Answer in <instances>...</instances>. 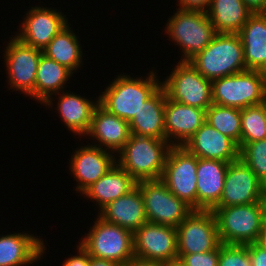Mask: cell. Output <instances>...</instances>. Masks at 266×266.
<instances>
[{
	"label": "cell",
	"instance_id": "cell-23",
	"mask_svg": "<svg viewBox=\"0 0 266 266\" xmlns=\"http://www.w3.org/2000/svg\"><path fill=\"white\" fill-rule=\"evenodd\" d=\"M238 34L246 70L266 72V13H252Z\"/></svg>",
	"mask_w": 266,
	"mask_h": 266
},
{
	"label": "cell",
	"instance_id": "cell-7",
	"mask_svg": "<svg viewBox=\"0 0 266 266\" xmlns=\"http://www.w3.org/2000/svg\"><path fill=\"white\" fill-rule=\"evenodd\" d=\"M214 104L243 109L261 104L266 91V72L246 70L211 81Z\"/></svg>",
	"mask_w": 266,
	"mask_h": 266
},
{
	"label": "cell",
	"instance_id": "cell-31",
	"mask_svg": "<svg viewBox=\"0 0 266 266\" xmlns=\"http://www.w3.org/2000/svg\"><path fill=\"white\" fill-rule=\"evenodd\" d=\"M266 139V109L263 104L241 109L240 149L247 143Z\"/></svg>",
	"mask_w": 266,
	"mask_h": 266
},
{
	"label": "cell",
	"instance_id": "cell-13",
	"mask_svg": "<svg viewBox=\"0 0 266 266\" xmlns=\"http://www.w3.org/2000/svg\"><path fill=\"white\" fill-rule=\"evenodd\" d=\"M133 239L137 259L159 263L178 260L176 227L147 222L133 233Z\"/></svg>",
	"mask_w": 266,
	"mask_h": 266
},
{
	"label": "cell",
	"instance_id": "cell-8",
	"mask_svg": "<svg viewBox=\"0 0 266 266\" xmlns=\"http://www.w3.org/2000/svg\"><path fill=\"white\" fill-rule=\"evenodd\" d=\"M167 97L175 102L207 110L212 104L211 81L190 62L179 61L161 82Z\"/></svg>",
	"mask_w": 266,
	"mask_h": 266
},
{
	"label": "cell",
	"instance_id": "cell-17",
	"mask_svg": "<svg viewBox=\"0 0 266 266\" xmlns=\"http://www.w3.org/2000/svg\"><path fill=\"white\" fill-rule=\"evenodd\" d=\"M183 147L198 158L229 163L239 159L238 145L206 121L185 142Z\"/></svg>",
	"mask_w": 266,
	"mask_h": 266
},
{
	"label": "cell",
	"instance_id": "cell-34",
	"mask_svg": "<svg viewBox=\"0 0 266 266\" xmlns=\"http://www.w3.org/2000/svg\"><path fill=\"white\" fill-rule=\"evenodd\" d=\"M184 266H218L219 247L216 250L199 254L178 255Z\"/></svg>",
	"mask_w": 266,
	"mask_h": 266
},
{
	"label": "cell",
	"instance_id": "cell-1",
	"mask_svg": "<svg viewBox=\"0 0 266 266\" xmlns=\"http://www.w3.org/2000/svg\"><path fill=\"white\" fill-rule=\"evenodd\" d=\"M172 147L166 139L131 134L116 163L136 182L161 179Z\"/></svg>",
	"mask_w": 266,
	"mask_h": 266
},
{
	"label": "cell",
	"instance_id": "cell-36",
	"mask_svg": "<svg viewBox=\"0 0 266 266\" xmlns=\"http://www.w3.org/2000/svg\"><path fill=\"white\" fill-rule=\"evenodd\" d=\"M210 3L211 0H178V9L206 12Z\"/></svg>",
	"mask_w": 266,
	"mask_h": 266
},
{
	"label": "cell",
	"instance_id": "cell-21",
	"mask_svg": "<svg viewBox=\"0 0 266 266\" xmlns=\"http://www.w3.org/2000/svg\"><path fill=\"white\" fill-rule=\"evenodd\" d=\"M98 216L108 223L126 228L133 233L148 222L143 197L138 186L108 203L98 212Z\"/></svg>",
	"mask_w": 266,
	"mask_h": 266
},
{
	"label": "cell",
	"instance_id": "cell-12",
	"mask_svg": "<svg viewBox=\"0 0 266 266\" xmlns=\"http://www.w3.org/2000/svg\"><path fill=\"white\" fill-rule=\"evenodd\" d=\"M4 48L8 85L13 91L35 99V81L39 59L43 51L23 43L12 35Z\"/></svg>",
	"mask_w": 266,
	"mask_h": 266
},
{
	"label": "cell",
	"instance_id": "cell-27",
	"mask_svg": "<svg viewBox=\"0 0 266 266\" xmlns=\"http://www.w3.org/2000/svg\"><path fill=\"white\" fill-rule=\"evenodd\" d=\"M165 103L166 92L161 86L142 104L138 113L129 122L131 134L166 139L164 122Z\"/></svg>",
	"mask_w": 266,
	"mask_h": 266
},
{
	"label": "cell",
	"instance_id": "cell-39",
	"mask_svg": "<svg viewBox=\"0 0 266 266\" xmlns=\"http://www.w3.org/2000/svg\"><path fill=\"white\" fill-rule=\"evenodd\" d=\"M123 266H163V263L144 261L141 259L133 258Z\"/></svg>",
	"mask_w": 266,
	"mask_h": 266
},
{
	"label": "cell",
	"instance_id": "cell-9",
	"mask_svg": "<svg viewBox=\"0 0 266 266\" xmlns=\"http://www.w3.org/2000/svg\"><path fill=\"white\" fill-rule=\"evenodd\" d=\"M137 186L150 223L177 227L194 210L171 193L161 179L140 181Z\"/></svg>",
	"mask_w": 266,
	"mask_h": 266
},
{
	"label": "cell",
	"instance_id": "cell-32",
	"mask_svg": "<svg viewBox=\"0 0 266 266\" xmlns=\"http://www.w3.org/2000/svg\"><path fill=\"white\" fill-rule=\"evenodd\" d=\"M239 158L266 186V139L245 144L239 150Z\"/></svg>",
	"mask_w": 266,
	"mask_h": 266
},
{
	"label": "cell",
	"instance_id": "cell-5",
	"mask_svg": "<svg viewBox=\"0 0 266 266\" xmlns=\"http://www.w3.org/2000/svg\"><path fill=\"white\" fill-rule=\"evenodd\" d=\"M165 28L170 41H174V45L179 46L183 53L179 60L181 62H189L207 47L217 34L206 12L200 11L177 9L168 18Z\"/></svg>",
	"mask_w": 266,
	"mask_h": 266
},
{
	"label": "cell",
	"instance_id": "cell-35",
	"mask_svg": "<svg viewBox=\"0 0 266 266\" xmlns=\"http://www.w3.org/2000/svg\"><path fill=\"white\" fill-rule=\"evenodd\" d=\"M77 255L67 258L62 266H90V255L79 244L76 246Z\"/></svg>",
	"mask_w": 266,
	"mask_h": 266
},
{
	"label": "cell",
	"instance_id": "cell-14",
	"mask_svg": "<svg viewBox=\"0 0 266 266\" xmlns=\"http://www.w3.org/2000/svg\"><path fill=\"white\" fill-rule=\"evenodd\" d=\"M264 188L265 185L239 158L228 165L220 201L215 207L261 202L263 201Z\"/></svg>",
	"mask_w": 266,
	"mask_h": 266
},
{
	"label": "cell",
	"instance_id": "cell-41",
	"mask_svg": "<svg viewBox=\"0 0 266 266\" xmlns=\"http://www.w3.org/2000/svg\"><path fill=\"white\" fill-rule=\"evenodd\" d=\"M256 244L264 249H266V222L264 223L260 233H259V236H258V239L256 241Z\"/></svg>",
	"mask_w": 266,
	"mask_h": 266
},
{
	"label": "cell",
	"instance_id": "cell-24",
	"mask_svg": "<svg viewBox=\"0 0 266 266\" xmlns=\"http://www.w3.org/2000/svg\"><path fill=\"white\" fill-rule=\"evenodd\" d=\"M66 91V92H65ZM59 95L56 110L67 126L75 136H85L91 125L92 114L95 107L99 104V97L89 100L88 97L80 96L71 91L64 90Z\"/></svg>",
	"mask_w": 266,
	"mask_h": 266
},
{
	"label": "cell",
	"instance_id": "cell-2",
	"mask_svg": "<svg viewBox=\"0 0 266 266\" xmlns=\"http://www.w3.org/2000/svg\"><path fill=\"white\" fill-rule=\"evenodd\" d=\"M147 75L143 79L142 76L133 78L118 74L98 96L99 104L111 114L130 122L142 104L161 87L155 70Z\"/></svg>",
	"mask_w": 266,
	"mask_h": 266
},
{
	"label": "cell",
	"instance_id": "cell-33",
	"mask_svg": "<svg viewBox=\"0 0 266 266\" xmlns=\"http://www.w3.org/2000/svg\"><path fill=\"white\" fill-rule=\"evenodd\" d=\"M218 266H252L248 245L221 243Z\"/></svg>",
	"mask_w": 266,
	"mask_h": 266
},
{
	"label": "cell",
	"instance_id": "cell-43",
	"mask_svg": "<svg viewBox=\"0 0 266 266\" xmlns=\"http://www.w3.org/2000/svg\"><path fill=\"white\" fill-rule=\"evenodd\" d=\"M263 201H264V205H265V213H266V186H265V188H264Z\"/></svg>",
	"mask_w": 266,
	"mask_h": 266
},
{
	"label": "cell",
	"instance_id": "cell-11",
	"mask_svg": "<svg viewBox=\"0 0 266 266\" xmlns=\"http://www.w3.org/2000/svg\"><path fill=\"white\" fill-rule=\"evenodd\" d=\"M198 157L183 146H173L167 156L161 180L171 193L197 210Z\"/></svg>",
	"mask_w": 266,
	"mask_h": 266
},
{
	"label": "cell",
	"instance_id": "cell-40",
	"mask_svg": "<svg viewBox=\"0 0 266 266\" xmlns=\"http://www.w3.org/2000/svg\"><path fill=\"white\" fill-rule=\"evenodd\" d=\"M90 266H122L110 260L90 257Z\"/></svg>",
	"mask_w": 266,
	"mask_h": 266
},
{
	"label": "cell",
	"instance_id": "cell-16",
	"mask_svg": "<svg viewBox=\"0 0 266 266\" xmlns=\"http://www.w3.org/2000/svg\"><path fill=\"white\" fill-rule=\"evenodd\" d=\"M113 154L90 143L73 152L69 171L77 182L75 187L78 193L82 194L116 164V155Z\"/></svg>",
	"mask_w": 266,
	"mask_h": 266
},
{
	"label": "cell",
	"instance_id": "cell-18",
	"mask_svg": "<svg viewBox=\"0 0 266 266\" xmlns=\"http://www.w3.org/2000/svg\"><path fill=\"white\" fill-rule=\"evenodd\" d=\"M205 117L206 110L172 101L166 95L164 108L166 140L172 146H183L203 125Z\"/></svg>",
	"mask_w": 266,
	"mask_h": 266
},
{
	"label": "cell",
	"instance_id": "cell-22",
	"mask_svg": "<svg viewBox=\"0 0 266 266\" xmlns=\"http://www.w3.org/2000/svg\"><path fill=\"white\" fill-rule=\"evenodd\" d=\"M229 162L198 158L197 210H212L220 201Z\"/></svg>",
	"mask_w": 266,
	"mask_h": 266
},
{
	"label": "cell",
	"instance_id": "cell-6",
	"mask_svg": "<svg viewBox=\"0 0 266 266\" xmlns=\"http://www.w3.org/2000/svg\"><path fill=\"white\" fill-rule=\"evenodd\" d=\"M78 244L90 257L110 260L122 266L135 258L133 232L108 223L98 215L88 233Z\"/></svg>",
	"mask_w": 266,
	"mask_h": 266
},
{
	"label": "cell",
	"instance_id": "cell-28",
	"mask_svg": "<svg viewBox=\"0 0 266 266\" xmlns=\"http://www.w3.org/2000/svg\"><path fill=\"white\" fill-rule=\"evenodd\" d=\"M206 14L216 33H239L252 12L243 0H211Z\"/></svg>",
	"mask_w": 266,
	"mask_h": 266
},
{
	"label": "cell",
	"instance_id": "cell-37",
	"mask_svg": "<svg viewBox=\"0 0 266 266\" xmlns=\"http://www.w3.org/2000/svg\"><path fill=\"white\" fill-rule=\"evenodd\" d=\"M252 266H266V249L256 243L248 244Z\"/></svg>",
	"mask_w": 266,
	"mask_h": 266
},
{
	"label": "cell",
	"instance_id": "cell-10",
	"mask_svg": "<svg viewBox=\"0 0 266 266\" xmlns=\"http://www.w3.org/2000/svg\"><path fill=\"white\" fill-rule=\"evenodd\" d=\"M176 229L178 255L209 252L221 244L212 210H193Z\"/></svg>",
	"mask_w": 266,
	"mask_h": 266
},
{
	"label": "cell",
	"instance_id": "cell-30",
	"mask_svg": "<svg viewBox=\"0 0 266 266\" xmlns=\"http://www.w3.org/2000/svg\"><path fill=\"white\" fill-rule=\"evenodd\" d=\"M205 121L239 147L241 137V109L212 104L206 110Z\"/></svg>",
	"mask_w": 266,
	"mask_h": 266
},
{
	"label": "cell",
	"instance_id": "cell-19",
	"mask_svg": "<svg viewBox=\"0 0 266 266\" xmlns=\"http://www.w3.org/2000/svg\"><path fill=\"white\" fill-rule=\"evenodd\" d=\"M129 122L108 112L98 104L92 114L91 125L86 136L95 139L94 146L116 155L130 138ZM97 140V141H96ZM96 142H98L96 144Z\"/></svg>",
	"mask_w": 266,
	"mask_h": 266
},
{
	"label": "cell",
	"instance_id": "cell-26",
	"mask_svg": "<svg viewBox=\"0 0 266 266\" xmlns=\"http://www.w3.org/2000/svg\"><path fill=\"white\" fill-rule=\"evenodd\" d=\"M137 182L117 163L81 195L95 202L100 211L108 203L129 193Z\"/></svg>",
	"mask_w": 266,
	"mask_h": 266
},
{
	"label": "cell",
	"instance_id": "cell-44",
	"mask_svg": "<svg viewBox=\"0 0 266 266\" xmlns=\"http://www.w3.org/2000/svg\"><path fill=\"white\" fill-rule=\"evenodd\" d=\"M262 104H263V106H264L265 109H266V91H265V94H264V99H263V101H262Z\"/></svg>",
	"mask_w": 266,
	"mask_h": 266
},
{
	"label": "cell",
	"instance_id": "cell-20",
	"mask_svg": "<svg viewBox=\"0 0 266 266\" xmlns=\"http://www.w3.org/2000/svg\"><path fill=\"white\" fill-rule=\"evenodd\" d=\"M40 238L23 231L0 236V266H28L38 262L46 250Z\"/></svg>",
	"mask_w": 266,
	"mask_h": 266
},
{
	"label": "cell",
	"instance_id": "cell-15",
	"mask_svg": "<svg viewBox=\"0 0 266 266\" xmlns=\"http://www.w3.org/2000/svg\"><path fill=\"white\" fill-rule=\"evenodd\" d=\"M25 15L15 36L23 43L40 50H43L64 27L70 24L66 15L54 8L35 6Z\"/></svg>",
	"mask_w": 266,
	"mask_h": 266
},
{
	"label": "cell",
	"instance_id": "cell-38",
	"mask_svg": "<svg viewBox=\"0 0 266 266\" xmlns=\"http://www.w3.org/2000/svg\"><path fill=\"white\" fill-rule=\"evenodd\" d=\"M252 13H266V0H243Z\"/></svg>",
	"mask_w": 266,
	"mask_h": 266
},
{
	"label": "cell",
	"instance_id": "cell-25",
	"mask_svg": "<svg viewBox=\"0 0 266 266\" xmlns=\"http://www.w3.org/2000/svg\"><path fill=\"white\" fill-rule=\"evenodd\" d=\"M73 72L44 54L39 59L35 81V101L47 107H52L53 95L64 91L66 83L73 76Z\"/></svg>",
	"mask_w": 266,
	"mask_h": 266
},
{
	"label": "cell",
	"instance_id": "cell-3",
	"mask_svg": "<svg viewBox=\"0 0 266 266\" xmlns=\"http://www.w3.org/2000/svg\"><path fill=\"white\" fill-rule=\"evenodd\" d=\"M189 62L210 81L246 71L238 33H217L211 43Z\"/></svg>",
	"mask_w": 266,
	"mask_h": 266
},
{
	"label": "cell",
	"instance_id": "cell-42",
	"mask_svg": "<svg viewBox=\"0 0 266 266\" xmlns=\"http://www.w3.org/2000/svg\"><path fill=\"white\" fill-rule=\"evenodd\" d=\"M163 266H184V265L180 262V260H174L163 263Z\"/></svg>",
	"mask_w": 266,
	"mask_h": 266
},
{
	"label": "cell",
	"instance_id": "cell-29",
	"mask_svg": "<svg viewBox=\"0 0 266 266\" xmlns=\"http://www.w3.org/2000/svg\"><path fill=\"white\" fill-rule=\"evenodd\" d=\"M78 36L68 24L42 50L43 54L64 65L73 73L80 69L83 63L82 47Z\"/></svg>",
	"mask_w": 266,
	"mask_h": 266
},
{
	"label": "cell",
	"instance_id": "cell-4",
	"mask_svg": "<svg viewBox=\"0 0 266 266\" xmlns=\"http://www.w3.org/2000/svg\"><path fill=\"white\" fill-rule=\"evenodd\" d=\"M221 243L248 245L256 243L266 222L264 201L247 205L214 207Z\"/></svg>",
	"mask_w": 266,
	"mask_h": 266
}]
</instances>
